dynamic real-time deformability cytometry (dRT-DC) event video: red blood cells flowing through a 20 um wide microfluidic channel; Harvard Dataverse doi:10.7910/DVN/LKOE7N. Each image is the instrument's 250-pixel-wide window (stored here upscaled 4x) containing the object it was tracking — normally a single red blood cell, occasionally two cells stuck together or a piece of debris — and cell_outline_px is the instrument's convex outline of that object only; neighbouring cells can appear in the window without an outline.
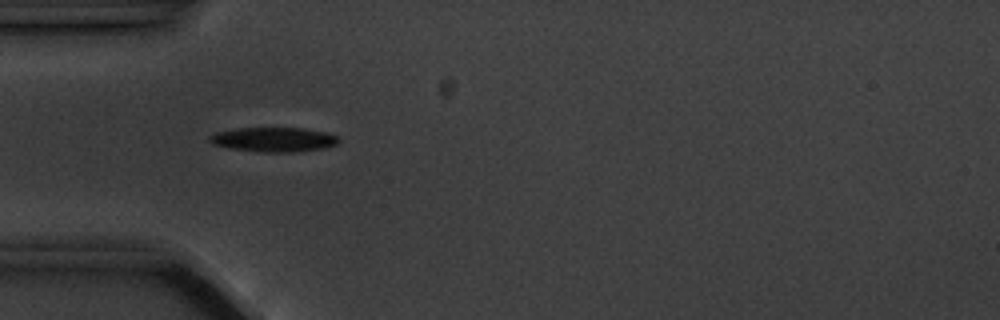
{"species": "common noctule bat (a hibernating species)", "species_latin": "Nyctalus noctula", "temperature_condition": "cold", "stored_images_in_passage": 5, "camera_frame_rate_fps": 3000, "um_per_image_px": 0.085, "animal": {"sex": "male", "body_mass_g": 20.1, "forearm_length_mm": 53.5}, "frame": {"image": 1, "passage_image": 4, "time_ms": 4.333, "image_size_px": [1000, 320], "cell_outline_px": [[340, 140], [336, 144], [324, 148], [292, 152], [260, 152], [228, 148], [212, 144], [208, 140], [208, 136], [216, 132], [240, 128], [304, 128], [328, 132], [336, 136]], "centroid_in_image_um": [23.25, 11.86], "position_along_channel_um": 61.8, "area_um2": 18.5}}